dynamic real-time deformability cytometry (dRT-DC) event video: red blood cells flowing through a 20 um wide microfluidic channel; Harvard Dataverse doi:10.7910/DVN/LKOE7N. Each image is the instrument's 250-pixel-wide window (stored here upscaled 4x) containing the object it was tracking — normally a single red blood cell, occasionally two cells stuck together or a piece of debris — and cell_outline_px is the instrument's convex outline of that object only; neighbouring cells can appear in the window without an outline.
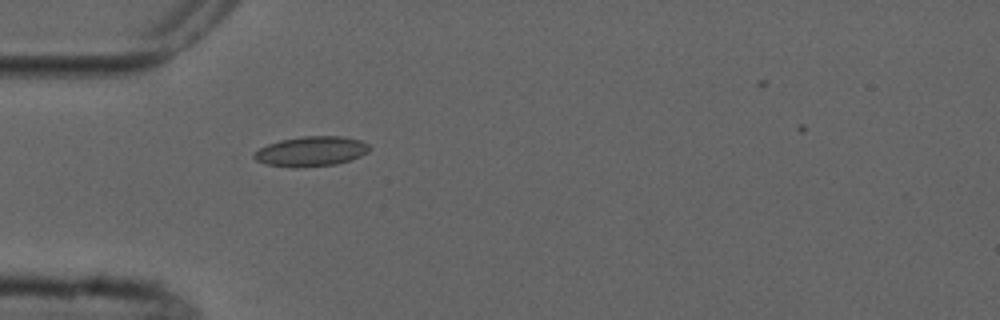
{"species": "common noctule bat (a hibernating species)", "species_latin": "Nyctalus noctula", "temperature_condition": "cold", "stored_images_in_passage": 5, "camera_frame_rate_fps": 3000, "um_per_image_px": 0.085, "animal": {"sex": "male", "forearm_length_mm": 52.5}, "frame": {"image": 1, "passage_image": 5, "time_ms": 4.667, "image_size_px": [1000, 320], "cell_outline_px": [[372, 148], [368, 152], [360, 156], [336, 164], [296, 168], [292, 168], [264, 164], [248, 156], [252, 152], [268, 144], [280, 140], [300, 136], [344, 136], [360, 140], [368, 144]], "centroid_in_image_um": [26.39, 12.87], "position_along_channel_um": 58.6, "area_um2": 20.46}}